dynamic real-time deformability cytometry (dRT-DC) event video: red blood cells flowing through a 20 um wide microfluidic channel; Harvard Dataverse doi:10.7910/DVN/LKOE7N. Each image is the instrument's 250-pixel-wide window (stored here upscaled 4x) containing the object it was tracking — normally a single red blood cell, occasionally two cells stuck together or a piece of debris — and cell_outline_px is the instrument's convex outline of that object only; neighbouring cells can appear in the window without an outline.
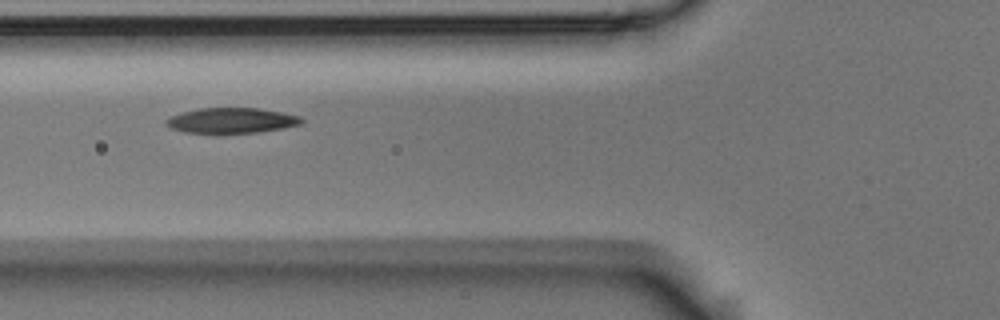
{"species": "Egyptian fruit bat (a non-hibernating species)", "species_latin": "Rousettus aegyptiacus", "temperature_condition": "room temperature", "stored_images_in_passage": 5, "camera_frame_rate_fps": 3000, "um_per_image_px": 0.085, "animal": {"sex": "male"}, "frame": {"image": 1, "passage_image": 5, "time_ms": 1.333, "image_size_px": [1000, 320], "cell_outline_px": [[304, 120], [300, 124], [280, 128], [256, 132], [220, 136], [212, 136], [184, 132], [172, 128], [164, 124], [164, 120], [168, 116], [200, 108], [260, 108], [300, 116]], "centroid_in_image_um": [19.58, 10.28], "position_along_channel_um": 106.2, "area_um2": 20.75}}